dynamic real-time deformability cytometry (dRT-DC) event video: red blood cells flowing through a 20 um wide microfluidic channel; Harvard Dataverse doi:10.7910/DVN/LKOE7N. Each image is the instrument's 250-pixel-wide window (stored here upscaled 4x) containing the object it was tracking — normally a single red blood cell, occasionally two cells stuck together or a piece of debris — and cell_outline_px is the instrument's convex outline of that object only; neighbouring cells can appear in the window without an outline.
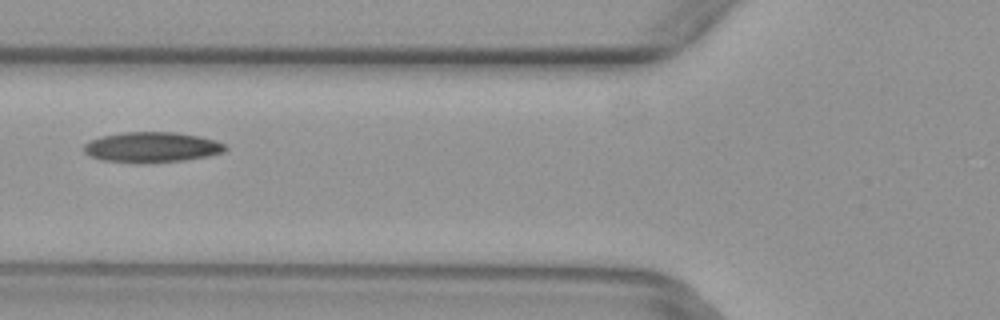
{"species": "common noctule bat (a hibernating species)", "species_latin": "Nyctalus noctula", "temperature_condition": "warm", "stored_images_in_passage": 5, "camera_frame_rate_fps": 3000, "um_per_image_px": 0.085, "animal": {"sex": "female", "body_mass_g": 29.2, "forearm_length_mm": 56.3}, "frame": {"image": 1, "passage_image": 5, "time_ms": 1.333, "image_size_px": [1000, 320], "cell_outline_px": [[228, 148], [224, 152], [208, 156], [184, 160], [136, 164], [100, 160], [84, 152], [84, 144], [92, 140], [104, 136], [124, 132], [176, 132], [200, 136], [216, 140], [228, 144]], "centroid_in_image_um": [12.96, 12.52], "position_along_channel_um": 112.8, "area_um2": 25.26}}